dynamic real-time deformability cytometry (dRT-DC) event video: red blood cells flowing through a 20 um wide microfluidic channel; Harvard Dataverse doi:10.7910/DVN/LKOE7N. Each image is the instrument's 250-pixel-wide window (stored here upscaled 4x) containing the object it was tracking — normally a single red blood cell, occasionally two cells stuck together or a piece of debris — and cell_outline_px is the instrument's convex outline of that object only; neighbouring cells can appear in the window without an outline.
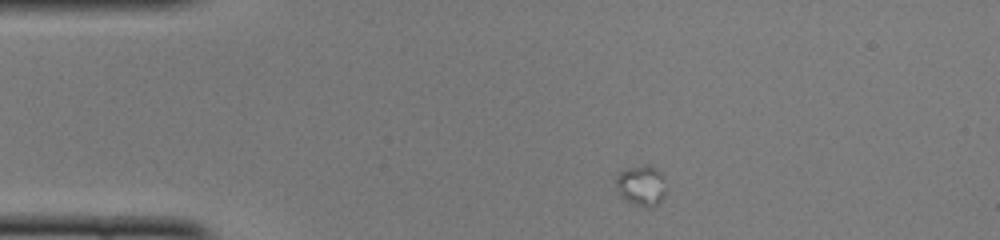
{"species": "common noctule bat (a hibernating species)", "species_latin": "Nyctalus noctula", "temperature_condition": "cold", "stored_images_in_passage": 9, "camera_frame_rate_fps": 3000, "um_per_image_px": 0.085, "animal": {"sex": "female", "body_mass_g": 22.0, "forearm_length_mm": 56.7}, "frame": {"image": 1, "passage_image": 1, "time_ms": 0.0, "image_size_px": [1000, 240], "cell_outline_px": [[664, 196], [652, 208], [644, 208], [624, 200], [620, 196], [616, 188], [616, 176], [620, 172], [628, 168], [644, 164], [648, 164], [656, 168], [660, 172], [664, 180]], "centroid_in_image_um": [54.48, 15.78], "position_along_channel_um": 30.5, "area_um2": 11.91}}